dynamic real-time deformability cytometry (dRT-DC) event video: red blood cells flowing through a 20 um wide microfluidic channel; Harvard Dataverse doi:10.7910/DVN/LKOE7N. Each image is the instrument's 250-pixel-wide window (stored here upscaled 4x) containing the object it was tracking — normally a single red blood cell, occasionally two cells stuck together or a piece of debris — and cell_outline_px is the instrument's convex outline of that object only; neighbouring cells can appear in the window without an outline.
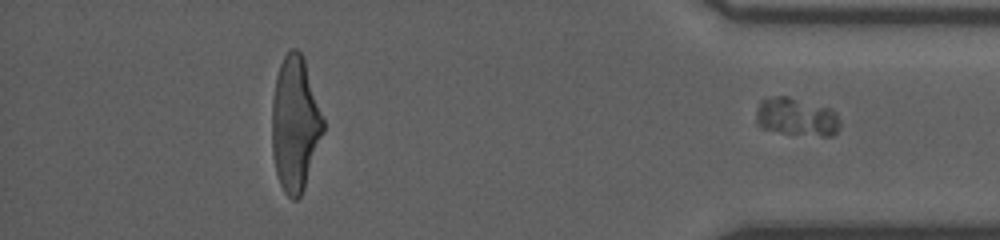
{"species": "human", "species_latin": "Homo sapiens", "temperature_condition": "room temperature", "stored_images_in_passage": 46, "segment_of_instrument_passage": [2, 2], "camera_frame_rate_fps": 3000, "um_per_image_px": 0.085, "donor": {"sex": "male"}, "frame": {"image": 1, "passage_image": 46, "time_ms": 15.0, "image_size_px": [1000, 240], "cell_outline_px": [[840, 128], [832, 136], [820, 136], [780, 132], [760, 128], [756, 124], [756, 112], [760, 100], [772, 96], [788, 96], [832, 108], [836, 112], [840, 120]], "centroid_in_image_um": [67.71, 9.93], "position_along_channel_um": 367.5, "area_um2": 18.96}}